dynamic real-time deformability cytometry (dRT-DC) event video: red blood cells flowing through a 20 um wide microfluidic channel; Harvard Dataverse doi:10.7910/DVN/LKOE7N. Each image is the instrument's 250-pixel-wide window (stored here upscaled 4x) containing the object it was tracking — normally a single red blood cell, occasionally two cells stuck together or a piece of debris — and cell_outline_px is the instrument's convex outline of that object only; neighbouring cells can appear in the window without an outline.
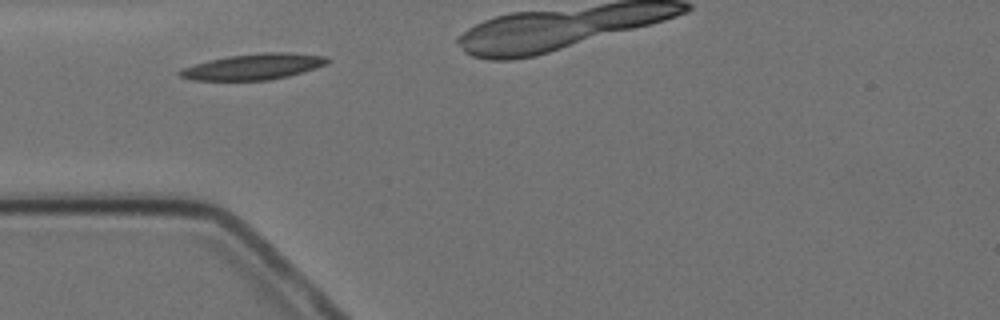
{"species": "Egyptian fruit bat (a non-hibernating species)", "species_latin": "Rousettus aegyptiacus", "temperature_condition": "cold", "stored_images_in_passage": 3, "camera_frame_rate_fps": 3000, "um_per_image_px": 0.085, "animal": {"sex": "female"}, "frame": {"image": 1, "passage_image": 1, "time_ms": 0.0, "image_size_px": [1000, 320], "cell_outline_px": [[332, 60], [328, 64], [288, 76], [268, 80], [192, 80], [180, 76], [176, 72], [184, 68], [208, 60], [228, 56], [264, 52], [288, 52], [328, 56]], "centroid_in_image_um": [21.6, 5.66], "position_along_channel_um": 63.4, "area_um2": 22.25}}